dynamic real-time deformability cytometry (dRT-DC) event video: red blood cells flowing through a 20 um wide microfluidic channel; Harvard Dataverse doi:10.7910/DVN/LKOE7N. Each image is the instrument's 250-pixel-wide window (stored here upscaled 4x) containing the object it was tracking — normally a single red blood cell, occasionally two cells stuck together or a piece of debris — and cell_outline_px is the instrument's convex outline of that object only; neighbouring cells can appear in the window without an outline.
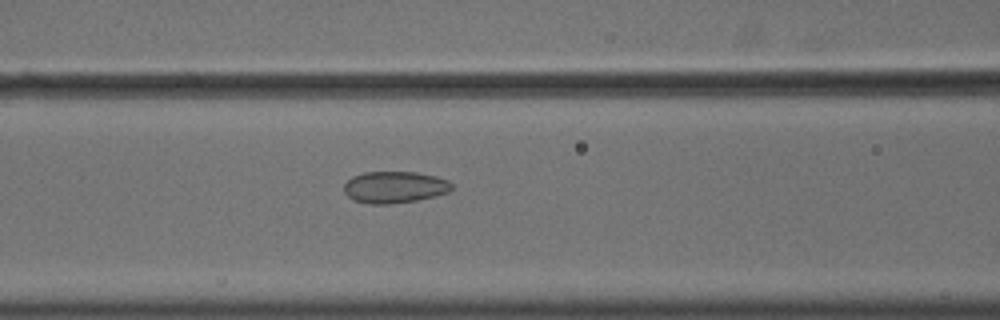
{"species": "common noctule bat (a hibernating species)", "species_latin": "Nyctalus noctula", "temperature_condition": "cold", "stored_images_in_passage": 48, "camera_frame_rate_fps": 3000, "um_per_image_px": 0.085, "animal": {"sex": "male", "body_mass_g": 18.8}, "frame": {"image": 1, "passage_image": 16, "time_ms": 5.0, "image_size_px": [1000, 320], "cell_outline_px": [[452, 188], [448, 192], [436, 196], [416, 200], [388, 204], [372, 204], [352, 200], [344, 192], [344, 184], [352, 176], [364, 172], [416, 172], [436, 176], [448, 180], [452, 184]], "centroid_in_image_um": [33.53, 15.9], "position_along_channel_um": 133.1, "area_um2": 19.94}}
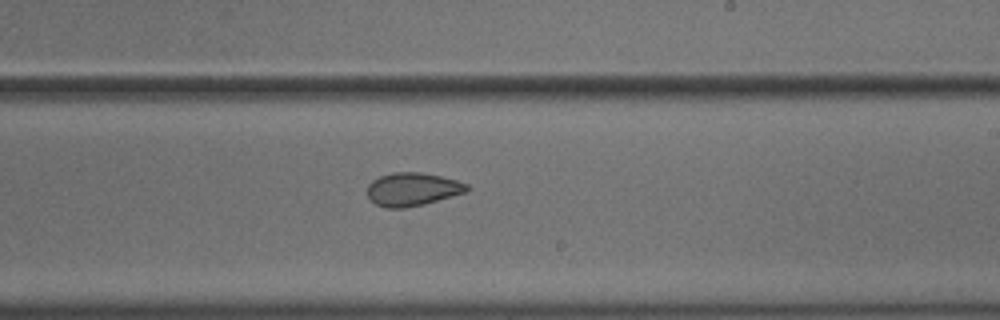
{"frame": {"image": 2, "passage_image": 26, "time_ms": 8.333, "image_size_px": [1000, 320], "cell_outline_px": [[472, 188], [468, 192], [424, 204], [404, 208], [384, 208], [376, 204], [368, 196], [368, 184], [372, 180], [380, 176], [392, 172], [420, 172], [440, 176], [456, 180], [468, 184]], "centroid_in_image_um": [35.09, 16.09], "position_along_channel_um": 253.9, "area_um2": 19.42}}
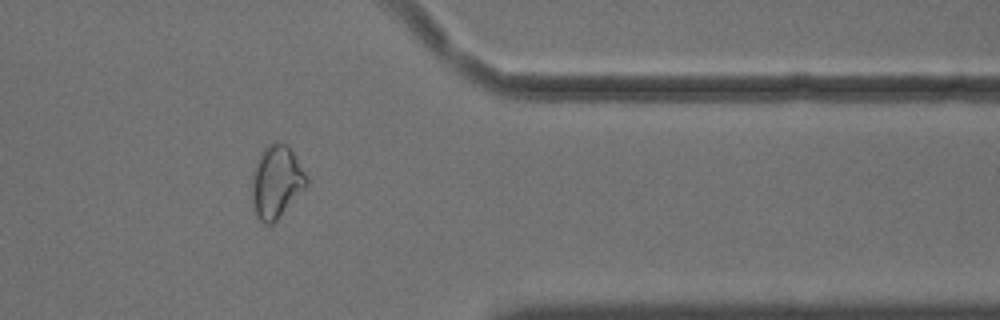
{"frame": {"image": 3, "passage_image": 38, "time_ms": 12.333, "image_size_px": [1000, 320], "cell_outline_px": [[308, 184], [276, 220], [272, 224], [264, 224], [256, 216], [252, 200], [252, 172], [260, 152], [268, 144], [276, 140], [288, 144], [308, 176]], "centroid_in_image_um": [23.48, 15.4], "position_along_channel_um": 387.9, "area_um2": 23.24}, "authors_computed_cell_mechanics": {"area_um2": 21.097, "velocity_mm_per_s": 3.6266, "shape_relaxation_time_tau1_ms": null, "shape_relaxation_time_tau2_ms": 1.8429, "deformation_change_tau1": null, "deformation_change_tau2": 0.0634}}